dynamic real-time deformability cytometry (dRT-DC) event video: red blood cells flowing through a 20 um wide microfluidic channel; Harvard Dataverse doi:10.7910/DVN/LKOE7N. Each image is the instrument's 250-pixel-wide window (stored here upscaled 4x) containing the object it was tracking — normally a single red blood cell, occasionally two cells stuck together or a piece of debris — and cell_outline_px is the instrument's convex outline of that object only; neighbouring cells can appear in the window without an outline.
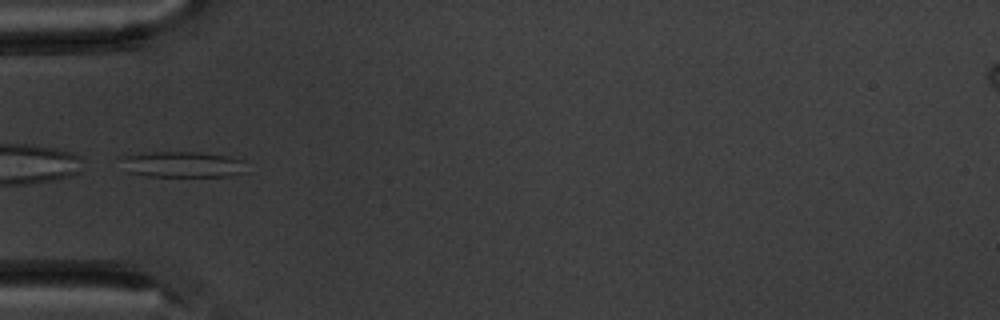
{"species": "common noctule bat (a hibernating species)", "species_latin": "Nyctalus noctula", "temperature_condition": "warm", "stored_images_in_passage": 8, "camera_frame_rate_fps": 3000, "um_per_image_px": 0.085, "animal": {"sex": "male", "body_mass_g": 20.1, "forearm_length_mm": 53.5}, "frame": {"image": 1, "passage_image": 5, "time_ms": 4.667, "image_size_px": [1000, 320], "cell_outline_px": [[248, 172], [228, 176], [148, 176], [128, 172], [120, 156], [144, 152], [200, 152], [232, 156], [244, 160]], "centroid_in_image_um": [15.59, 13.96], "position_along_channel_um": 69.4, "area_um2": 19.19}}
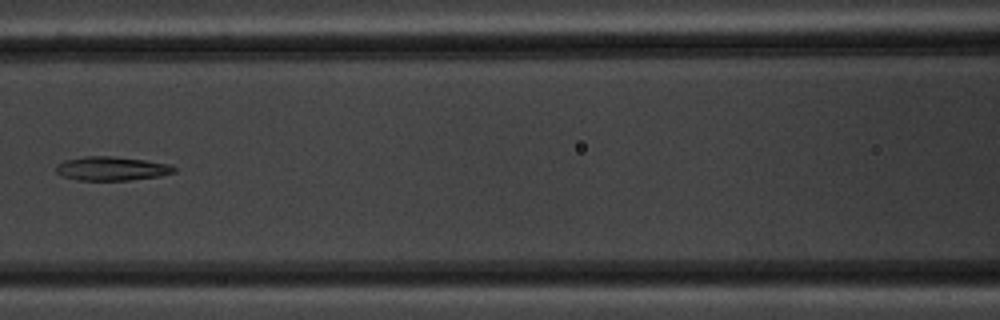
{"frame": {"image": 2, "passage_image": 7, "time_ms": 7.0, "image_size_px": [1000, 320], "cell_outline_px": [[176, 172], [160, 176], [128, 180], [76, 180], [60, 176], [56, 172], [56, 164], [64, 160], [84, 156], [112, 156], [144, 160], [168, 164], [176, 168]], "centroid_in_image_um": [9.44, 14.33], "position_along_channel_um": 157.2, "area_um2": 16.53}}
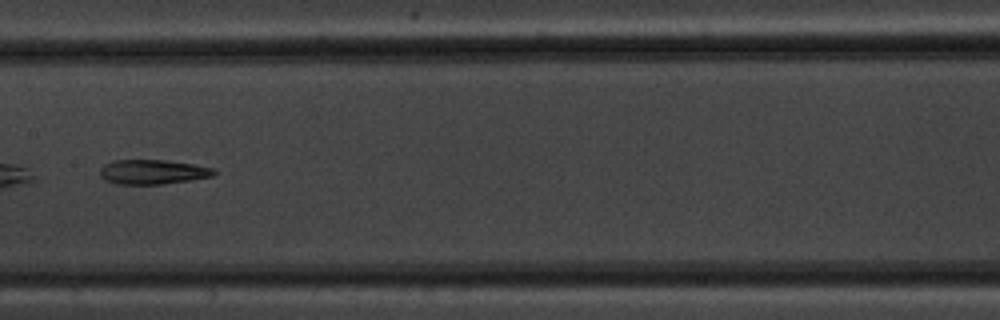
{"frame": {"image": 3, "passage_image": 8, "time_ms": 8.0, "image_size_px": [1000, 320], "cell_outline_px": [[216, 172], [212, 176], [164, 184], [116, 184], [104, 180], [100, 176], [100, 168], [104, 164], [112, 160], [164, 160], [192, 164], [212, 168]], "centroid_in_image_um": [12.91, 14.61], "position_along_channel_um": 194.5, "area_um2": 16.24}}